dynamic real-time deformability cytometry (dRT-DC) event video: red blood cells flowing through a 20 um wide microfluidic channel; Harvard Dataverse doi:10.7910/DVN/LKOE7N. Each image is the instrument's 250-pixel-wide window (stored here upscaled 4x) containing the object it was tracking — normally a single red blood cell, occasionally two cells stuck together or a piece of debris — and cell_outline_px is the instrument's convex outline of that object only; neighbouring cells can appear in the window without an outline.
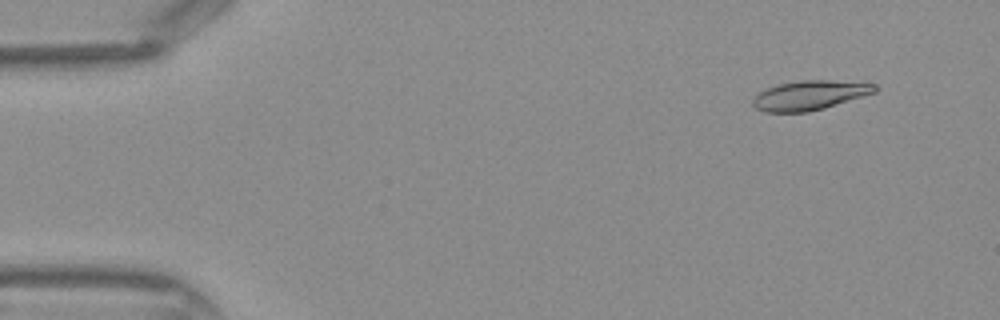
{"species": "Egyptian fruit bat (a non-hibernating species)", "species_latin": "Rousettus aegyptiacus", "temperature_condition": "warm", "stored_images_in_passage": 44, "camera_frame_rate_fps": 3000, "um_per_image_px": 0.085, "frame": {"image": 1, "passage_image": 4, "time_ms": 1.0, "image_size_px": [1000, 320], "cell_outline_px": [[876, 92], [824, 108], [808, 112], [764, 112], [756, 108], [752, 104], [752, 100], [760, 92], [768, 88], [780, 84], [800, 80], [864, 80], [876, 84]], "centroid_in_image_um": [68.91, 8.07], "position_along_channel_um": 16.1, "area_um2": 21.15}}
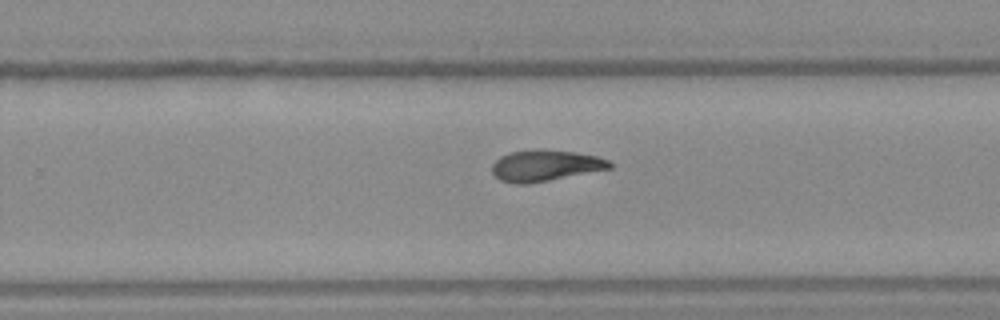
{"frame": {"image": 2, "passage_image": 28, "time_ms": 9.0, "image_size_px": [1000, 320], "cell_outline_px": [[612, 168], [548, 180], [524, 184], [512, 184], [500, 180], [492, 172], [492, 164], [500, 156], [508, 152], [536, 148], [540, 148], [572, 152], [596, 156], [608, 160], [612, 164]], "centroid_in_image_um": [46.3, 14.06], "position_along_channel_um": 283.5, "area_um2": 21.39}}
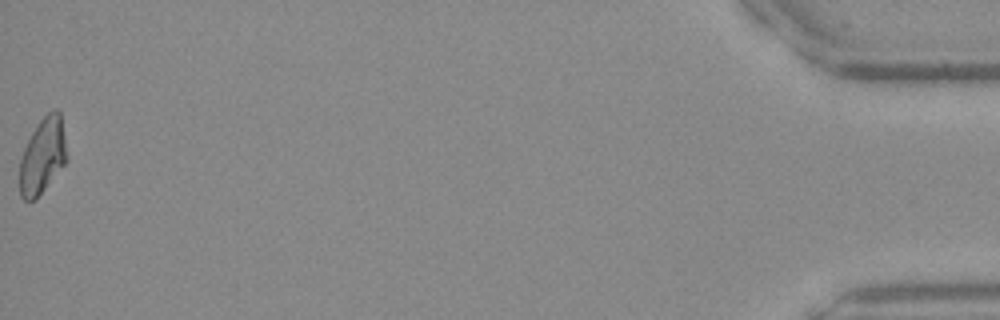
{"frame": {"image": 3, "passage_image": 44, "time_ms": 14.333, "image_size_px": [1000, 320], "cell_outline_px": [[68, 160], [36, 200], [24, 200], [20, 196], [20, 160], [24, 148], [32, 132], [40, 120], [48, 112], [56, 108], [60, 112], [68, 156]], "centroid_in_image_um": [3.64, 13.26], "position_along_channel_um": 431.6, "area_um2": 20.87}}